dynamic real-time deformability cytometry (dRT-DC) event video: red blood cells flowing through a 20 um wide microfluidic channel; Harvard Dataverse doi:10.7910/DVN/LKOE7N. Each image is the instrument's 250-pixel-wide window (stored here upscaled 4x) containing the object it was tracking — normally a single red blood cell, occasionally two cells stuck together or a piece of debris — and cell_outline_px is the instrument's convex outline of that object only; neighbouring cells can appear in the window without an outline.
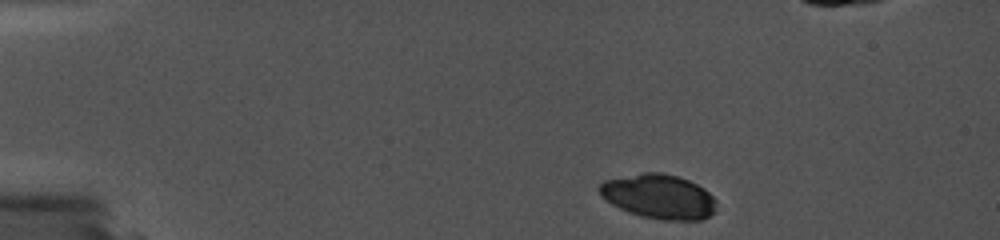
{"species": "common noctule bat (a hibernating species)", "species_latin": "Nyctalus noctula", "temperature_condition": "cold", "stored_images_in_passage": 10, "camera_frame_rate_fps": 5000, "um_per_image_px": 0.085, "animal": {"sex": "female", "body_mass_g": 19.0, "forearm_length_mm": 56.7}, "frame": {"image": 1, "passage_image": 1, "time_ms": 0.0, "image_size_px": [1000, 240], "cell_outline_px": [[716, 212], [700, 220], [664, 220], [640, 216], [628, 212], [612, 204], [596, 188], [604, 180], [644, 172], [660, 172], [676, 176], [688, 180], [704, 188], [716, 200]], "centroid_in_image_um": [56.02, 16.71], "position_along_channel_um": 29.0, "area_um2": 30.23}}